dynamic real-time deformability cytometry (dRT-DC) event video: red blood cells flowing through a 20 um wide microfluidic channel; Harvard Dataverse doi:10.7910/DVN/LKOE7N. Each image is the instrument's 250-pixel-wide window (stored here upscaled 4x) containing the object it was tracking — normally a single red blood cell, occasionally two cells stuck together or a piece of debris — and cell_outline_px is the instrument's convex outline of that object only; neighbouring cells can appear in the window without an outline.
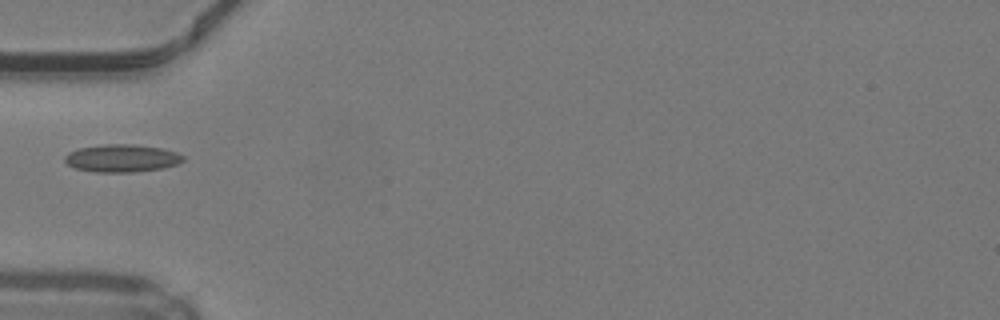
{"species": "common noctule bat (a hibernating species)", "species_latin": "Nyctalus noctula", "temperature_condition": "warm", "stored_images_in_passage": 34, "camera_frame_rate_fps": 3000, "um_per_image_px": 0.085, "animal": {"sex": "male", "body_mass_g": 19.2, "forearm_length_mm": 51.8}, "frame": {"image": 1, "passage_image": 1, "time_ms": 0.0, "image_size_px": [1000, 320], "cell_outline_px": [[184, 160], [176, 164], [164, 168], [132, 172], [96, 172], [76, 168], [68, 164], [64, 160], [64, 156], [68, 152], [80, 148], [104, 144], [132, 144], [160, 148], [176, 152], [184, 156]], "centroid_in_image_um": [10.35, 13.45], "position_along_channel_um": 74.6, "area_um2": 18.96}}
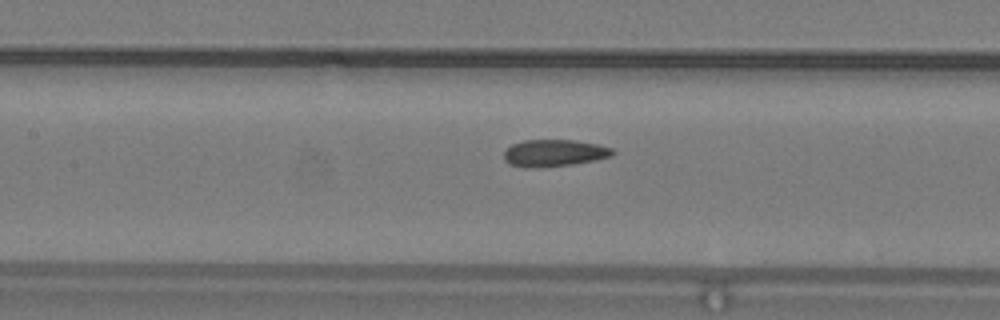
{"frame": {"image": 2, "passage_image": 7, "time_ms": 2.0, "image_size_px": [1000, 320], "cell_outline_px": [[616, 152], [612, 156], [596, 160], [576, 164], [528, 168], [524, 168], [508, 164], [504, 160], [504, 152], [512, 144], [524, 140], [576, 140], [600, 144], [612, 148]], "centroid_in_image_um": [47.13, 13.01], "position_along_channel_um": 160.3, "area_um2": 17.34}}
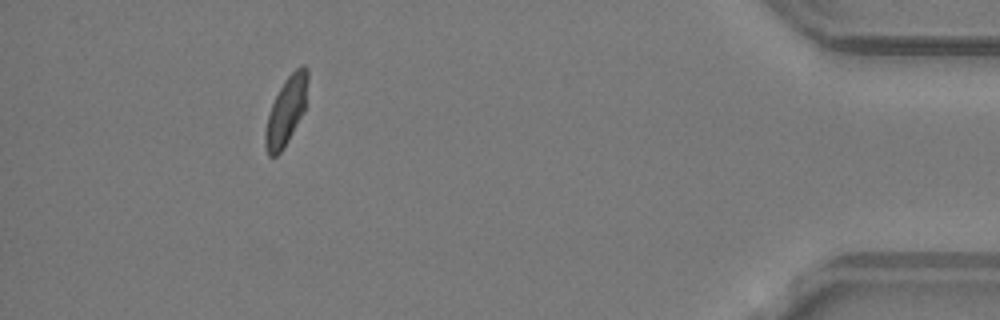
{"frame": {"image": 3, "passage_image": 29, "time_ms": 9.333, "image_size_px": [1000, 320], "cell_outline_px": [[308, 80], [304, 112], [284, 148], [276, 156], [268, 156], [264, 148], [264, 132], [268, 116], [272, 104], [284, 80], [296, 68], [304, 64], [308, 68]], "centroid_in_image_um": [24.32, 9.44], "position_along_channel_um": 410.9, "area_um2": 16.88}}